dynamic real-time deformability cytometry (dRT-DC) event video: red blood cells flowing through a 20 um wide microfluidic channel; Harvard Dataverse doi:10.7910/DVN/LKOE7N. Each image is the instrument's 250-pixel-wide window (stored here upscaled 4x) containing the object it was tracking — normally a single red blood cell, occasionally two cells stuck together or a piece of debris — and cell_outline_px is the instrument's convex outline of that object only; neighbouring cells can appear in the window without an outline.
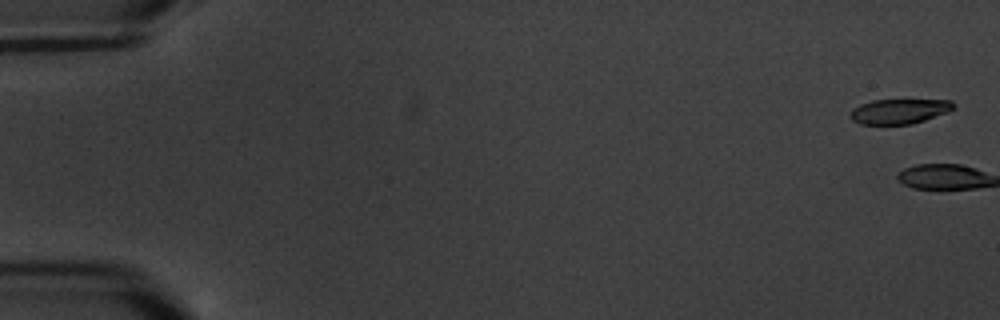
{"species": "common noctule bat (a hibernating species)", "species_latin": "Nyctalus noctula", "temperature_condition": "warm", "stored_images_in_passage": 10, "camera_frame_rate_fps": 3000, "um_per_image_px": 0.085, "animal": {"sex": "male", "body_mass_g": 20.1, "forearm_length_mm": 53.5}, "frame": {"image": 1, "passage_image": 1, "time_ms": 0.0, "image_size_px": [1000, 320], "cell_outline_px": [[956, 108], [948, 112], [912, 124], [860, 124], [852, 120], [848, 116], [852, 108], [860, 104], [872, 100], [952, 100], [956, 104]], "centroid_in_image_um": [76.44, 9.45], "position_along_channel_um": 8.6, "area_um2": 15.14}}